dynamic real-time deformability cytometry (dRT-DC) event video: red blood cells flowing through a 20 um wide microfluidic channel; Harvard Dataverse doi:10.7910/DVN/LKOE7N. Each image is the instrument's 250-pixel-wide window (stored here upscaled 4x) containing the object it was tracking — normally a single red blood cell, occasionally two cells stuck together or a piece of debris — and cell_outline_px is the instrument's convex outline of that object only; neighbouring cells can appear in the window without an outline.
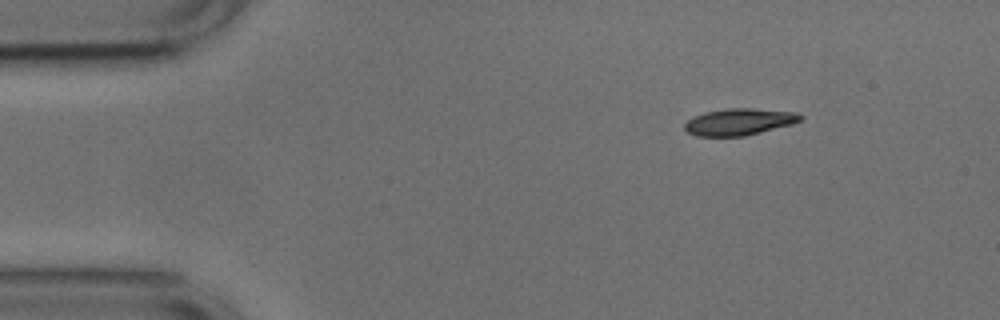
{"species": "common noctule bat (a hibernating species)", "species_latin": "Nyctalus noctula", "temperature_condition": "cold", "stored_images_in_passage": 47, "camera_frame_rate_fps": 3000, "um_per_image_px": 0.085, "animal": {"sex": "male", "body_mass_g": 17.9, "forearm_length_mm": 54.2}, "frame": {"image": 1, "passage_image": 1, "time_ms": 0.0, "image_size_px": [1000, 320], "cell_outline_px": [[804, 116], [800, 120], [792, 124], [744, 136], [696, 136], [688, 132], [684, 128], [684, 124], [688, 120], [704, 112], [728, 108], [752, 108], [796, 112]], "centroid_in_image_um": [62.83, 10.35], "position_along_channel_um": 22.2, "area_um2": 17.92}}
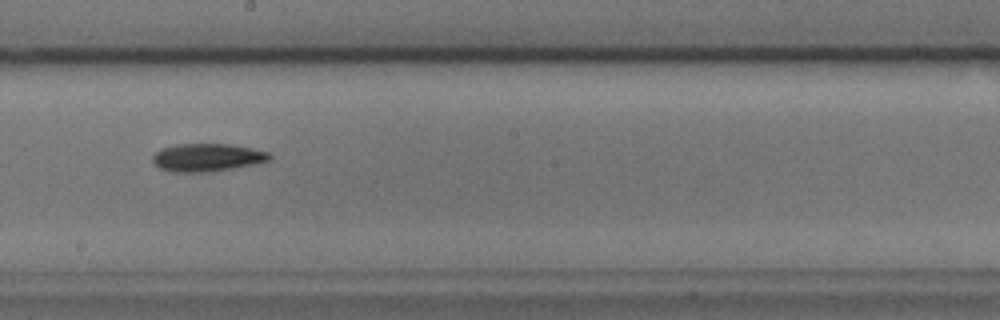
{"frame": {"image": 2, "passage_image": 23, "time_ms": 7.333, "image_size_px": [1000, 320], "cell_outline_px": [[272, 160], [256, 164], [208, 172], [172, 172], [160, 168], [152, 160], [152, 156], [160, 148], [176, 144], [228, 144], [252, 148], [268, 152], [272, 156]], "centroid_in_image_um": [17.62, 13.38], "position_along_channel_um": 230.6, "area_um2": 19.07}}
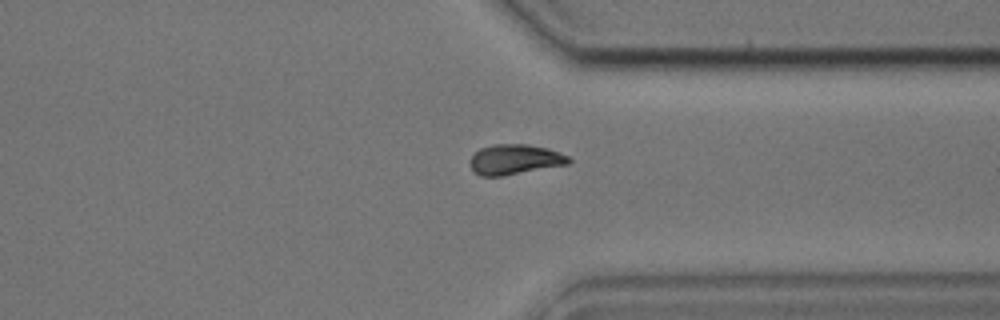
{"frame": {"image": 3, "passage_image": 34, "time_ms": 11.0, "image_size_px": [1000, 320], "cell_outline_px": [[572, 160], [568, 164], [504, 176], [480, 176], [472, 168], [468, 160], [480, 148], [492, 144], [528, 144], [548, 148], [568, 156]], "centroid_in_image_um": [43.75, 13.55], "position_along_channel_um": 367.6, "area_um2": 17.4}, "authors_computed_cell_mechanics": {"area_um2": 17.8024, "velocity_mm_per_s": 3.7753, "shape_relaxation_time_tau1_ms": 3.5263, "shape_relaxation_time_tau2_ms": null, "deformation_change_tau1": 0.0819, "deformation_change_tau2": null}}